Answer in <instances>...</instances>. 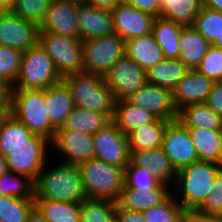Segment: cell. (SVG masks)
<instances>
[{"mask_svg": "<svg viewBox=\"0 0 222 222\" xmlns=\"http://www.w3.org/2000/svg\"><path fill=\"white\" fill-rule=\"evenodd\" d=\"M80 0H52L39 32H49L71 38H80L77 24V4Z\"/></svg>", "mask_w": 222, "mask_h": 222, "instance_id": "9a60e30c", "label": "cell"}, {"mask_svg": "<svg viewBox=\"0 0 222 222\" xmlns=\"http://www.w3.org/2000/svg\"><path fill=\"white\" fill-rule=\"evenodd\" d=\"M38 44L50 55L62 78L83 72L84 45L80 38L39 32Z\"/></svg>", "mask_w": 222, "mask_h": 222, "instance_id": "52a82bcc", "label": "cell"}, {"mask_svg": "<svg viewBox=\"0 0 222 222\" xmlns=\"http://www.w3.org/2000/svg\"><path fill=\"white\" fill-rule=\"evenodd\" d=\"M169 122L164 119H156L150 124L131 131L127 135L130 153L161 147L163 135Z\"/></svg>", "mask_w": 222, "mask_h": 222, "instance_id": "4dcf8cb0", "label": "cell"}, {"mask_svg": "<svg viewBox=\"0 0 222 222\" xmlns=\"http://www.w3.org/2000/svg\"><path fill=\"white\" fill-rule=\"evenodd\" d=\"M113 115L75 107L58 130H73L94 135L112 122Z\"/></svg>", "mask_w": 222, "mask_h": 222, "instance_id": "4316f807", "label": "cell"}, {"mask_svg": "<svg viewBox=\"0 0 222 222\" xmlns=\"http://www.w3.org/2000/svg\"><path fill=\"white\" fill-rule=\"evenodd\" d=\"M188 71L180 59H164L145 70L146 83L173 90Z\"/></svg>", "mask_w": 222, "mask_h": 222, "instance_id": "cb8c5ba5", "label": "cell"}, {"mask_svg": "<svg viewBox=\"0 0 222 222\" xmlns=\"http://www.w3.org/2000/svg\"><path fill=\"white\" fill-rule=\"evenodd\" d=\"M22 52L0 46V80L12 87L20 72Z\"/></svg>", "mask_w": 222, "mask_h": 222, "instance_id": "60d3db41", "label": "cell"}, {"mask_svg": "<svg viewBox=\"0 0 222 222\" xmlns=\"http://www.w3.org/2000/svg\"><path fill=\"white\" fill-rule=\"evenodd\" d=\"M183 27L161 16L155 17L152 34L163 51L165 59H179V40Z\"/></svg>", "mask_w": 222, "mask_h": 222, "instance_id": "f1b7e54d", "label": "cell"}, {"mask_svg": "<svg viewBox=\"0 0 222 222\" xmlns=\"http://www.w3.org/2000/svg\"><path fill=\"white\" fill-rule=\"evenodd\" d=\"M222 165L209 161H195L177 171L171 193L185 211L197 210L207 198L214 178Z\"/></svg>", "mask_w": 222, "mask_h": 222, "instance_id": "7a4b0ae2", "label": "cell"}, {"mask_svg": "<svg viewBox=\"0 0 222 222\" xmlns=\"http://www.w3.org/2000/svg\"><path fill=\"white\" fill-rule=\"evenodd\" d=\"M45 104L48 119L56 130L64 125L76 107L71 92L63 81L45 89Z\"/></svg>", "mask_w": 222, "mask_h": 222, "instance_id": "603a6c76", "label": "cell"}, {"mask_svg": "<svg viewBox=\"0 0 222 222\" xmlns=\"http://www.w3.org/2000/svg\"><path fill=\"white\" fill-rule=\"evenodd\" d=\"M111 11L114 32L125 41L152 33L155 16L139 11L124 1Z\"/></svg>", "mask_w": 222, "mask_h": 222, "instance_id": "2e32d148", "label": "cell"}, {"mask_svg": "<svg viewBox=\"0 0 222 222\" xmlns=\"http://www.w3.org/2000/svg\"><path fill=\"white\" fill-rule=\"evenodd\" d=\"M34 186L29 177L8 171L0 178V195L34 199Z\"/></svg>", "mask_w": 222, "mask_h": 222, "instance_id": "8d00e7d4", "label": "cell"}, {"mask_svg": "<svg viewBox=\"0 0 222 222\" xmlns=\"http://www.w3.org/2000/svg\"><path fill=\"white\" fill-rule=\"evenodd\" d=\"M193 27L212 44L222 34V12L202 6Z\"/></svg>", "mask_w": 222, "mask_h": 222, "instance_id": "f35d334b", "label": "cell"}, {"mask_svg": "<svg viewBox=\"0 0 222 222\" xmlns=\"http://www.w3.org/2000/svg\"><path fill=\"white\" fill-rule=\"evenodd\" d=\"M51 145H21L6 157L8 170L34 182L49 160ZM50 148V149H49ZM49 151V152H47Z\"/></svg>", "mask_w": 222, "mask_h": 222, "instance_id": "ac0fdd59", "label": "cell"}, {"mask_svg": "<svg viewBox=\"0 0 222 222\" xmlns=\"http://www.w3.org/2000/svg\"><path fill=\"white\" fill-rule=\"evenodd\" d=\"M111 222H119L118 219L115 217Z\"/></svg>", "mask_w": 222, "mask_h": 222, "instance_id": "680465c9", "label": "cell"}, {"mask_svg": "<svg viewBox=\"0 0 222 222\" xmlns=\"http://www.w3.org/2000/svg\"><path fill=\"white\" fill-rule=\"evenodd\" d=\"M50 161L44 166L34 182V199H48L69 203H81L87 199L78 166ZM51 167V168H50ZM47 169V170H46Z\"/></svg>", "mask_w": 222, "mask_h": 222, "instance_id": "6da1fadb", "label": "cell"}, {"mask_svg": "<svg viewBox=\"0 0 222 222\" xmlns=\"http://www.w3.org/2000/svg\"><path fill=\"white\" fill-rule=\"evenodd\" d=\"M157 118L144 109L131 104L127 99L117 100L112 122L124 134L154 122Z\"/></svg>", "mask_w": 222, "mask_h": 222, "instance_id": "83f0119b", "label": "cell"}, {"mask_svg": "<svg viewBox=\"0 0 222 222\" xmlns=\"http://www.w3.org/2000/svg\"><path fill=\"white\" fill-rule=\"evenodd\" d=\"M127 100L140 109H144L157 119L178 120V110L173 102L171 89L145 84Z\"/></svg>", "mask_w": 222, "mask_h": 222, "instance_id": "5bb4252c", "label": "cell"}, {"mask_svg": "<svg viewBox=\"0 0 222 222\" xmlns=\"http://www.w3.org/2000/svg\"><path fill=\"white\" fill-rule=\"evenodd\" d=\"M124 184L133 189H156L161 183L151 175L150 168H140L132 161L124 168Z\"/></svg>", "mask_w": 222, "mask_h": 222, "instance_id": "b9f144b4", "label": "cell"}, {"mask_svg": "<svg viewBox=\"0 0 222 222\" xmlns=\"http://www.w3.org/2000/svg\"><path fill=\"white\" fill-rule=\"evenodd\" d=\"M178 120L187 128L219 131L222 127V116L205 103L186 105L178 111Z\"/></svg>", "mask_w": 222, "mask_h": 222, "instance_id": "f546056e", "label": "cell"}, {"mask_svg": "<svg viewBox=\"0 0 222 222\" xmlns=\"http://www.w3.org/2000/svg\"><path fill=\"white\" fill-rule=\"evenodd\" d=\"M202 6L222 12V0H202Z\"/></svg>", "mask_w": 222, "mask_h": 222, "instance_id": "f5cc1de1", "label": "cell"}, {"mask_svg": "<svg viewBox=\"0 0 222 222\" xmlns=\"http://www.w3.org/2000/svg\"><path fill=\"white\" fill-rule=\"evenodd\" d=\"M218 132H219L220 141H221V148H222V127Z\"/></svg>", "mask_w": 222, "mask_h": 222, "instance_id": "6f0895ef", "label": "cell"}, {"mask_svg": "<svg viewBox=\"0 0 222 222\" xmlns=\"http://www.w3.org/2000/svg\"><path fill=\"white\" fill-rule=\"evenodd\" d=\"M83 72L103 76L126 55V41L116 33L83 41Z\"/></svg>", "mask_w": 222, "mask_h": 222, "instance_id": "ba28073f", "label": "cell"}, {"mask_svg": "<svg viewBox=\"0 0 222 222\" xmlns=\"http://www.w3.org/2000/svg\"><path fill=\"white\" fill-rule=\"evenodd\" d=\"M170 186L160 184L156 189H133L123 185L116 204L132 211H144L164 202L172 193Z\"/></svg>", "mask_w": 222, "mask_h": 222, "instance_id": "44dd1931", "label": "cell"}, {"mask_svg": "<svg viewBox=\"0 0 222 222\" xmlns=\"http://www.w3.org/2000/svg\"><path fill=\"white\" fill-rule=\"evenodd\" d=\"M211 45L222 49V34L220 37H217V39Z\"/></svg>", "mask_w": 222, "mask_h": 222, "instance_id": "9f6ffc18", "label": "cell"}, {"mask_svg": "<svg viewBox=\"0 0 222 222\" xmlns=\"http://www.w3.org/2000/svg\"><path fill=\"white\" fill-rule=\"evenodd\" d=\"M39 27L11 11L0 12V46L22 53L38 43Z\"/></svg>", "mask_w": 222, "mask_h": 222, "instance_id": "7c38bea8", "label": "cell"}, {"mask_svg": "<svg viewBox=\"0 0 222 222\" xmlns=\"http://www.w3.org/2000/svg\"><path fill=\"white\" fill-rule=\"evenodd\" d=\"M196 149L198 160L222 165V148L218 131L202 128H188Z\"/></svg>", "mask_w": 222, "mask_h": 222, "instance_id": "1f68e13d", "label": "cell"}, {"mask_svg": "<svg viewBox=\"0 0 222 222\" xmlns=\"http://www.w3.org/2000/svg\"><path fill=\"white\" fill-rule=\"evenodd\" d=\"M10 113L32 134L53 141L57 130L48 119L45 89H11Z\"/></svg>", "mask_w": 222, "mask_h": 222, "instance_id": "3957f363", "label": "cell"}, {"mask_svg": "<svg viewBox=\"0 0 222 222\" xmlns=\"http://www.w3.org/2000/svg\"><path fill=\"white\" fill-rule=\"evenodd\" d=\"M126 55L144 70L165 59L152 33L127 40Z\"/></svg>", "mask_w": 222, "mask_h": 222, "instance_id": "484cf974", "label": "cell"}, {"mask_svg": "<svg viewBox=\"0 0 222 222\" xmlns=\"http://www.w3.org/2000/svg\"><path fill=\"white\" fill-rule=\"evenodd\" d=\"M184 222H222L220 214H205L198 210L185 212Z\"/></svg>", "mask_w": 222, "mask_h": 222, "instance_id": "7dc6e473", "label": "cell"}, {"mask_svg": "<svg viewBox=\"0 0 222 222\" xmlns=\"http://www.w3.org/2000/svg\"><path fill=\"white\" fill-rule=\"evenodd\" d=\"M116 218L119 222H145L142 211H132L116 206Z\"/></svg>", "mask_w": 222, "mask_h": 222, "instance_id": "c3c4849f", "label": "cell"}, {"mask_svg": "<svg viewBox=\"0 0 222 222\" xmlns=\"http://www.w3.org/2000/svg\"><path fill=\"white\" fill-rule=\"evenodd\" d=\"M10 90L11 87L0 80V117L10 113Z\"/></svg>", "mask_w": 222, "mask_h": 222, "instance_id": "681fc988", "label": "cell"}, {"mask_svg": "<svg viewBox=\"0 0 222 222\" xmlns=\"http://www.w3.org/2000/svg\"><path fill=\"white\" fill-rule=\"evenodd\" d=\"M162 148L176 171L198 161L188 128L179 120L168 123L163 135Z\"/></svg>", "mask_w": 222, "mask_h": 222, "instance_id": "8fae6325", "label": "cell"}, {"mask_svg": "<svg viewBox=\"0 0 222 222\" xmlns=\"http://www.w3.org/2000/svg\"><path fill=\"white\" fill-rule=\"evenodd\" d=\"M16 0H0V12L11 11Z\"/></svg>", "mask_w": 222, "mask_h": 222, "instance_id": "db71d44e", "label": "cell"}, {"mask_svg": "<svg viewBox=\"0 0 222 222\" xmlns=\"http://www.w3.org/2000/svg\"><path fill=\"white\" fill-rule=\"evenodd\" d=\"M78 167L87 198L118 200L124 185V169L96 158Z\"/></svg>", "mask_w": 222, "mask_h": 222, "instance_id": "5b68a950", "label": "cell"}, {"mask_svg": "<svg viewBox=\"0 0 222 222\" xmlns=\"http://www.w3.org/2000/svg\"><path fill=\"white\" fill-rule=\"evenodd\" d=\"M116 202L87 198L81 202V222H111L116 217Z\"/></svg>", "mask_w": 222, "mask_h": 222, "instance_id": "e575fe53", "label": "cell"}, {"mask_svg": "<svg viewBox=\"0 0 222 222\" xmlns=\"http://www.w3.org/2000/svg\"><path fill=\"white\" fill-rule=\"evenodd\" d=\"M214 83L196 69H189L172 90L173 102L177 110L189 104L204 103Z\"/></svg>", "mask_w": 222, "mask_h": 222, "instance_id": "ffe728a7", "label": "cell"}, {"mask_svg": "<svg viewBox=\"0 0 222 222\" xmlns=\"http://www.w3.org/2000/svg\"><path fill=\"white\" fill-rule=\"evenodd\" d=\"M103 78L116 101L127 99L146 84L145 70L127 55L117 60Z\"/></svg>", "mask_w": 222, "mask_h": 222, "instance_id": "9c48e42d", "label": "cell"}, {"mask_svg": "<svg viewBox=\"0 0 222 222\" xmlns=\"http://www.w3.org/2000/svg\"><path fill=\"white\" fill-rule=\"evenodd\" d=\"M95 158L124 169L131 161L127 136L111 122L93 135Z\"/></svg>", "mask_w": 222, "mask_h": 222, "instance_id": "30bf717a", "label": "cell"}, {"mask_svg": "<svg viewBox=\"0 0 222 222\" xmlns=\"http://www.w3.org/2000/svg\"><path fill=\"white\" fill-rule=\"evenodd\" d=\"M76 16L82 41L115 33L111 9L97 8L80 0L77 4Z\"/></svg>", "mask_w": 222, "mask_h": 222, "instance_id": "e0dca14e", "label": "cell"}, {"mask_svg": "<svg viewBox=\"0 0 222 222\" xmlns=\"http://www.w3.org/2000/svg\"><path fill=\"white\" fill-rule=\"evenodd\" d=\"M62 81L69 88L76 107L114 114L116 99L103 76L80 72L66 75Z\"/></svg>", "mask_w": 222, "mask_h": 222, "instance_id": "277c9868", "label": "cell"}, {"mask_svg": "<svg viewBox=\"0 0 222 222\" xmlns=\"http://www.w3.org/2000/svg\"><path fill=\"white\" fill-rule=\"evenodd\" d=\"M35 205L49 222H81V203L35 199Z\"/></svg>", "mask_w": 222, "mask_h": 222, "instance_id": "836d02e7", "label": "cell"}, {"mask_svg": "<svg viewBox=\"0 0 222 222\" xmlns=\"http://www.w3.org/2000/svg\"><path fill=\"white\" fill-rule=\"evenodd\" d=\"M131 161L140 168L146 169L149 167L151 175L161 184L173 187L177 171L172 166L162 146L151 150L133 152Z\"/></svg>", "mask_w": 222, "mask_h": 222, "instance_id": "7402d4cb", "label": "cell"}, {"mask_svg": "<svg viewBox=\"0 0 222 222\" xmlns=\"http://www.w3.org/2000/svg\"><path fill=\"white\" fill-rule=\"evenodd\" d=\"M62 79L50 55L37 43L22 54L20 72L11 89H47Z\"/></svg>", "mask_w": 222, "mask_h": 222, "instance_id": "8992f818", "label": "cell"}, {"mask_svg": "<svg viewBox=\"0 0 222 222\" xmlns=\"http://www.w3.org/2000/svg\"><path fill=\"white\" fill-rule=\"evenodd\" d=\"M195 69L214 82L222 81V49L211 45Z\"/></svg>", "mask_w": 222, "mask_h": 222, "instance_id": "7bdbcfd3", "label": "cell"}, {"mask_svg": "<svg viewBox=\"0 0 222 222\" xmlns=\"http://www.w3.org/2000/svg\"><path fill=\"white\" fill-rule=\"evenodd\" d=\"M179 46V59L189 69H195L207 54L211 44L193 26H186L181 31Z\"/></svg>", "mask_w": 222, "mask_h": 222, "instance_id": "d4e9b609", "label": "cell"}, {"mask_svg": "<svg viewBox=\"0 0 222 222\" xmlns=\"http://www.w3.org/2000/svg\"><path fill=\"white\" fill-rule=\"evenodd\" d=\"M9 170H8V164H7V161H6V157H3L1 154H0V178L5 174L7 173Z\"/></svg>", "mask_w": 222, "mask_h": 222, "instance_id": "11a10c76", "label": "cell"}, {"mask_svg": "<svg viewBox=\"0 0 222 222\" xmlns=\"http://www.w3.org/2000/svg\"><path fill=\"white\" fill-rule=\"evenodd\" d=\"M197 210L205 214L222 215V169L214 178L207 198Z\"/></svg>", "mask_w": 222, "mask_h": 222, "instance_id": "ee69618b", "label": "cell"}, {"mask_svg": "<svg viewBox=\"0 0 222 222\" xmlns=\"http://www.w3.org/2000/svg\"><path fill=\"white\" fill-rule=\"evenodd\" d=\"M84 2L91 4L97 8L114 9L117 5L124 0H83Z\"/></svg>", "mask_w": 222, "mask_h": 222, "instance_id": "f907efd6", "label": "cell"}, {"mask_svg": "<svg viewBox=\"0 0 222 222\" xmlns=\"http://www.w3.org/2000/svg\"><path fill=\"white\" fill-rule=\"evenodd\" d=\"M185 212L172 194L160 205L142 211L145 222H184Z\"/></svg>", "mask_w": 222, "mask_h": 222, "instance_id": "74e56055", "label": "cell"}, {"mask_svg": "<svg viewBox=\"0 0 222 222\" xmlns=\"http://www.w3.org/2000/svg\"><path fill=\"white\" fill-rule=\"evenodd\" d=\"M202 8V0H160V16L174 23L193 26Z\"/></svg>", "mask_w": 222, "mask_h": 222, "instance_id": "d6a6232c", "label": "cell"}, {"mask_svg": "<svg viewBox=\"0 0 222 222\" xmlns=\"http://www.w3.org/2000/svg\"><path fill=\"white\" fill-rule=\"evenodd\" d=\"M124 2L144 13L160 16V0H124Z\"/></svg>", "mask_w": 222, "mask_h": 222, "instance_id": "bcb514c9", "label": "cell"}, {"mask_svg": "<svg viewBox=\"0 0 222 222\" xmlns=\"http://www.w3.org/2000/svg\"><path fill=\"white\" fill-rule=\"evenodd\" d=\"M51 147L62 154V162L79 166L95 159L93 135L73 130H57ZM64 156V157H63Z\"/></svg>", "mask_w": 222, "mask_h": 222, "instance_id": "4fadbf2b", "label": "cell"}, {"mask_svg": "<svg viewBox=\"0 0 222 222\" xmlns=\"http://www.w3.org/2000/svg\"><path fill=\"white\" fill-rule=\"evenodd\" d=\"M204 103L222 116V81L214 83Z\"/></svg>", "mask_w": 222, "mask_h": 222, "instance_id": "f6af8a7d", "label": "cell"}, {"mask_svg": "<svg viewBox=\"0 0 222 222\" xmlns=\"http://www.w3.org/2000/svg\"><path fill=\"white\" fill-rule=\"evenodd\" d=\"M21 145H51L44 137L32 134L11 113L0 117V154L7 157Z\"/></svg>", "mask_w": 222, "mask_h": 222, "instance_id": "d6986e66", "label": "cell"}, {"mask_svg": "<svg viewBox=\"0 0 222 222\" xmlns=\"http://www.w3.org/2000/svg\"><path fill=\"white\" fill-rule=\"evenodd\" d=\"M51 1L52 0H16L11 12L28 22L34 23L40 28L45 20Z\"/></svg>", "mask_w": 222, "mask_h": 222, "instance_id": "ab89813d", "label": "cell"}, {"mask_svg": "<svg viewBox=\"0 0 222 222\" xmlns=\"http://www.w3.org/2000/svg\"><path fill=\"white\" fill-rule=\"evenodd\" d=\"M26 222H49L39 208L35 205L30 211Z\"/></svg>", "mask_w": 222, "mask_h": 222, "instance_id": "816d5d0a", "label": "cell"}, {"mask_svg": "<svg viewBox=\"0 0 222 222\" xmlns=\"http://www.w3.org/2000/svg\"><path fill=\"white\" fill-rule=\"evenodd\" d=\"M35 199L0 195V222H26Z\"/></svg>", "mask_w": 222, "mask_h": 222, "instance_id": "d590c367", "label": "cell"}]
</instances>
